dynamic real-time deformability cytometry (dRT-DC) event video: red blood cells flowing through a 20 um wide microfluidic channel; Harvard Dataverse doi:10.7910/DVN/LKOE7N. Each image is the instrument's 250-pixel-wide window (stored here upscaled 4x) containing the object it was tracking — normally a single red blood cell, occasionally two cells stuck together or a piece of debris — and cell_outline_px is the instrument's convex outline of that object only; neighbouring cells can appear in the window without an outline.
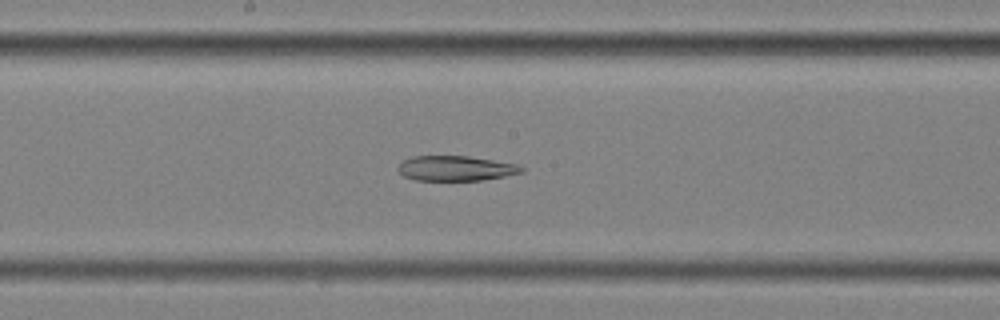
{"species": "common noctule bat (a hibernating species)", "species_latin": "Nyctalus noctula", "temperature_condition": "cold", "stored_images_in_passage": 56, "segment_of_instrument_passage": [2, 2], "camera_frame_rate_fps": 3000, "um_per_image_px": 0.085, "animal": {"sex": "female", "body_mass_g": 25.1}, "frame": {"image": 1, "passage_image": 29, "time_ms": 9.333, "image_size_px": [1000, 320], "cell_outline_px": [[524, 172], [504, 176], [480, 180], [416, 180], [404, 176], [396, 168], [404, 160], [412, 156], [468, 156], [520, 164], [524, 168]], "centroid_in_image_um": [38.76, 14.3], "position_along_channel_um": 209.4, "area_um2": 17.98}}
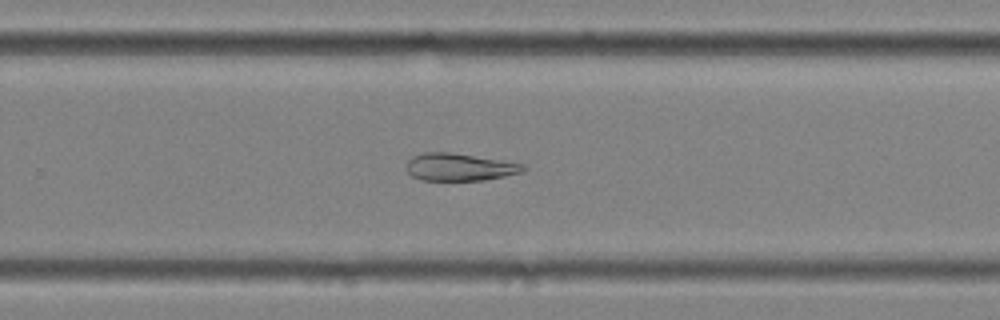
{"frame": {"image": 2, "passage_image": 36, "time_ms": 11.667, "image_size_px": [1000, 320], "cell_outline_px": [[528, 168], [524, 172], [484, 180], [420, 180], [412, 176], [408, 172], [408, 160], [412, 156], [424, 152], [448, 152], [528, 164]], "centroid_in_image_um": [39.12, 14.2], "position_along_channel_um": 290.7, "area_um2": 18.73}}
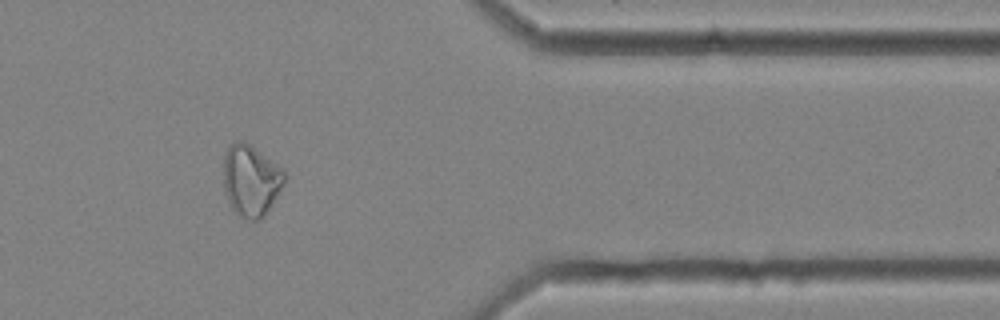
{"frame": {"image": 3, "passage_image": 46, "time_ms": 15.0, "image_size_px": [1000, 320], "cell_outline_px": [[284, 180], [276, 196], [264, 216], [260, 220], [244, 220], [232, 208], [228, 200], [224, 188], [224, 152], [236, 140], [244, 140], [284, 168]], "centroid_in_image_um": [21.31, 15.32], "position_along_channel_um": 390.1, "area_um2": 25.26}}